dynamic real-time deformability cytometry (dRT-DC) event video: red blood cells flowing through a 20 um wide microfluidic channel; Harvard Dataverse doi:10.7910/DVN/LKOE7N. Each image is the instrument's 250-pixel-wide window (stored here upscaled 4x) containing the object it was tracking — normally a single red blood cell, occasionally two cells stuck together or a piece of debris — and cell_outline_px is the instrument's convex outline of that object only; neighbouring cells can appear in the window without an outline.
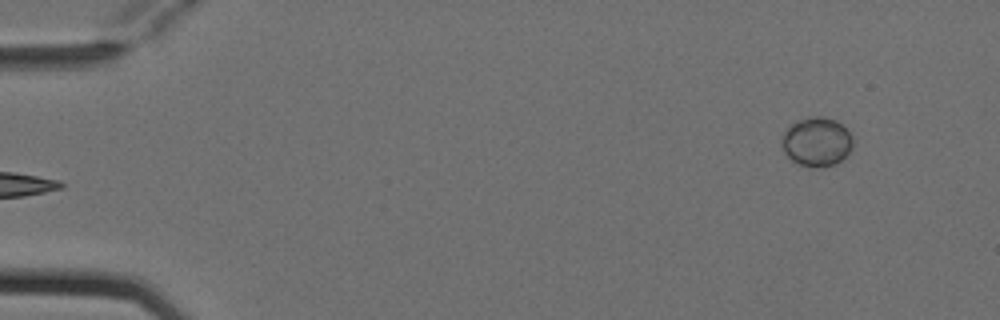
{"species": "Egyptian fruit bat (a non-hibernating species)", "species_latin": "Rousettus aegyptiacus", "temperature_condition": "cold", "stored_images_in_passage": 3, "camera_frame_rate_fps": 3000, "um_per_image_px": 0.085, "animal": {"sex": "female"}, "frame": {"image": 1, "passage_image": 3, "time_ms": 0.667, "image_size_px": [1000, 320], "cell_outline_px": [[852, 148], [836, 164], [800, 164], [792, 160], [784, 152], [784, 132], [792, 124], [800, 120], [812, 116], [824, 116], [836, 120], [852, 136]], "centroid_in_image_um": [69.45, 12.0], "position_along_channel_um": 15.6, "area_um2": 19.31}}